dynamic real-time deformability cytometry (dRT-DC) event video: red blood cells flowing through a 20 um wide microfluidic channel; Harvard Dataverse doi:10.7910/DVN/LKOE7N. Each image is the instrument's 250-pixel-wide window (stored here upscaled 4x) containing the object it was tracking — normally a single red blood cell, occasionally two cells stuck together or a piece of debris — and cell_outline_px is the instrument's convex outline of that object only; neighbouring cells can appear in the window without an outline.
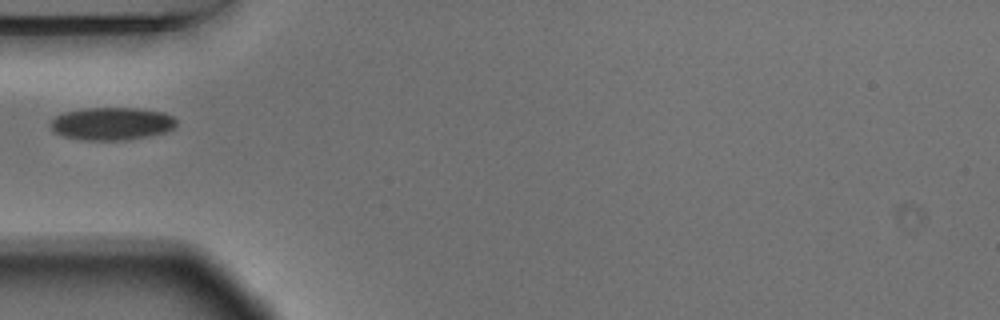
{"species": "Egyptian fruit bat (a non-hibernating species)", "species_latin": "Rousettus aegyptiacus", "temperature_condition": "warm", "stored_images_in_passage": 38, "camera_frame_rate_fps": 3000, "um_per_image_px": 0.085, "animal": {"sex": "male"}, "frame": {"image": 1, "passage_image": 1, "time_ms": 0.0, "image_size_px": [1000, 320], "cell_outline_px": [[176, 124], [168, 132], [128, 140], [84, 140], [64, 136], [52, 132], [52, 120], [56, 116], [64, 112], [84, 108], [136, 108], [164, 112], [172, 116], [176, 120]], "centroid_in_image_um": [9.52, 10.51], "position_along_channel_um": 75.5, "area_um2": 24.04}}
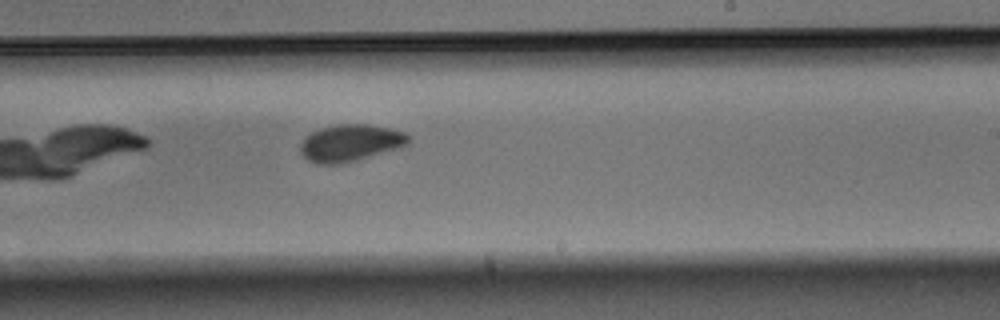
{"frame": {"image": 2, "passage_image": 16, "time_ms": 5.0, "image_size_px": [1000, 320], "cell_outline_px": [[412, 136], [408, 144], [400, 148], [356, 160], [340, 164], [316, 164], [308, 160], [300, 152], [300, 144], [312, 132], [320, 128], [336, 124], [368, 124], [388, 128], [404, 132]], "centroid_in_image_um": [29.81, 12.15], "position_along_channel_um": 259.2, "area_um2": 23.29}}
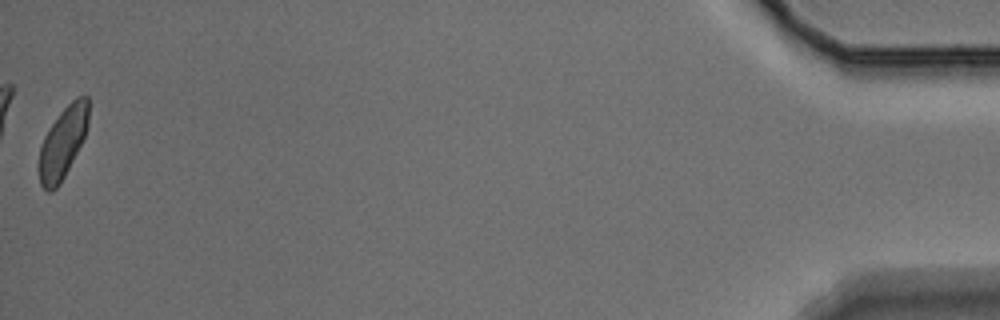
{"frame": {"image": 3, "passage_image": 38, "time_ms": 12.333, "image_size_px": [1000, 320], "cell_outline_px": [[88, 124], [84, 136], [60, 184], [52, 192], [48, 192], [40, 184], [36, 168], [40, 148], [44, 136], [60, 112], [76, 96], [88, 96]], "centroid_in_image_um": [5.29, 12.15], "position_along_channel_um": 429.9, "area_um2": 20.52}}